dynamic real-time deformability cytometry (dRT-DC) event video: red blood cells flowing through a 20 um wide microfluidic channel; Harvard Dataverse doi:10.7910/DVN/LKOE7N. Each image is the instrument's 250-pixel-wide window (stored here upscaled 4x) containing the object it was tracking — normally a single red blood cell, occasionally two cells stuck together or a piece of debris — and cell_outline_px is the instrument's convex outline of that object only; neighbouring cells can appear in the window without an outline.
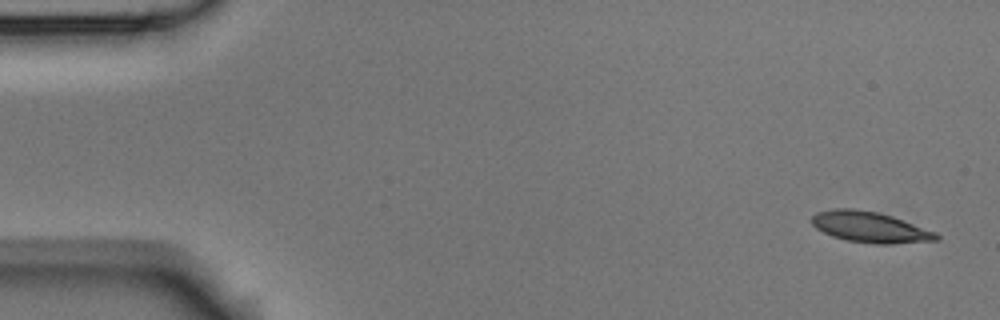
{"species": "Egyptian fruit bat (a non-hibernating species)", "species_latin": "Rousettus aegyptiacus", "temperature_condition": "room temperature", "stored_images_in_passage": 5, "camera_frame_rate_fps": 3000, "um_per_image_px": 0.085, "animal": {"sex": "male"}, "frame": {"image": 1, "passage_image": 1, "time_ms": 0.0, "image_size_px": [1000, 320], "cell_outline_px": [[940, 240], [888, 244], [876, 244], [848, 240], [832, 236], [816, 228], [812, 224], [812, 216], [816, 212], [832, 208], [852, 208], [876, 212], [892, 216], [936, 232], [940, 236]], "centroid_in_image_um": [73.95, 19.3], "position_along_channel_um": 11.1, "area_um2": 22.25}}